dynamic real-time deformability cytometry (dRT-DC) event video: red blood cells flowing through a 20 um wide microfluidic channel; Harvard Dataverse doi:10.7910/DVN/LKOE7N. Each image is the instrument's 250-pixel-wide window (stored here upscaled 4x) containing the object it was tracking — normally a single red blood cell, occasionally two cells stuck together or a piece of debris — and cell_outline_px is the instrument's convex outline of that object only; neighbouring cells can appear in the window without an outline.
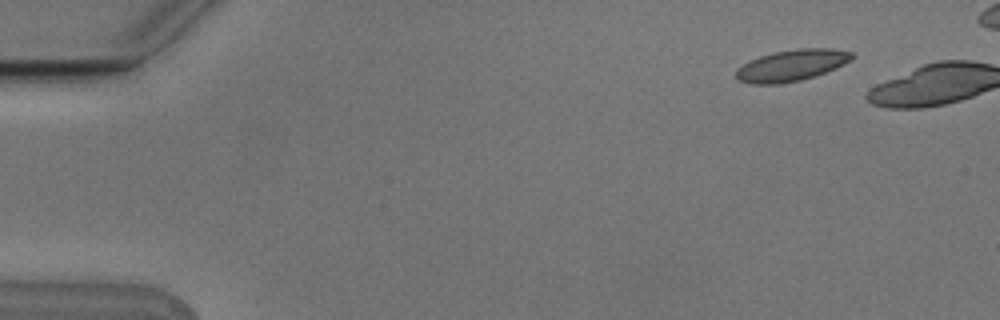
{"species": "Egyptian fruit bat (a non-hibernating species)", "species_latin": "Rousettus aegyptiacus", "temperature_condition": "cold", "stored_images_in_passage": 2, "camera_frame_rate_fps": 3000, "um_per_image_px": 0.085, "animal": {"sex": "male"}, "frame": {"image": 1, "passage_image": 1, "time_ms": 0.0, "image_size_px": [1000, 320], "cell_outline_px": [[852, 56], [848, 60], [836, 68], [800, 80], [776, 84], [752, 84], [740, 80], [736, 76], [736, 68], [760, 56], [772, 52], [800, 48], [832, 48], [852, 52]], "centroid_in_image_um": [67.25, 5.54], "position_along_channel_um": 17.7, "area_um2": 20.75}}